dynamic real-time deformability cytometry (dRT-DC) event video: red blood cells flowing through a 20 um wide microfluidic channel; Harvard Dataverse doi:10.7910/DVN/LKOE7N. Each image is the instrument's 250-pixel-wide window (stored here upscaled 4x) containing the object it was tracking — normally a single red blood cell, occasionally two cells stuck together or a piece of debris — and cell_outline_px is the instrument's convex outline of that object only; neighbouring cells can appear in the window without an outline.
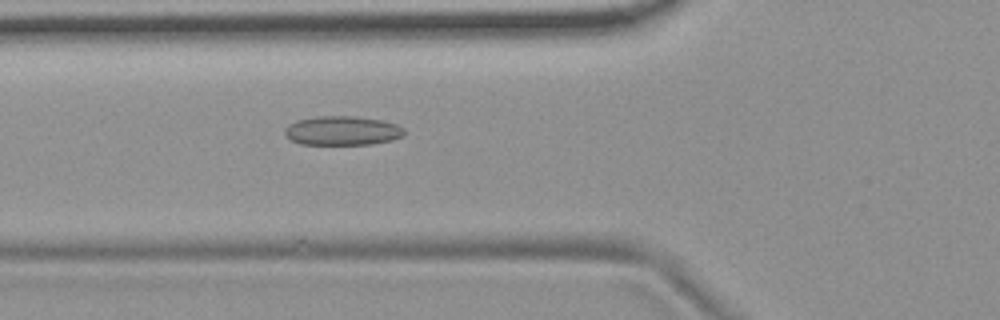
{"species": "common noctule bat (a hibernating species)", "species_latin": "Nyctalus noctula", "temperature_condition": "room temperature", "stored_images_in_passage": 6, "camera_frame_rate_fps": 3000, "um_per_image_px": 0.085, "animal": {"sex": "female", "body_mass_g": 19.9}, "frame": {"image": 1, "passage_image": 6, "time_ms": 1.667, "image_size_px": [1000, 320], "cell_outline_px": [[404, 136], [392, 140], [372, 144], [300, 144], [292, 140], [284, 132], [284, 128], [288, 124], [296, 120], [316, 116], [352, 116], [380, 120], [396, 124], [404, 128]], "centroid_in_image_um": [29.09, 11.1], "position_along_channel_um": 96.7, "area_um2": 20.29}}